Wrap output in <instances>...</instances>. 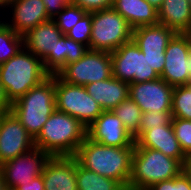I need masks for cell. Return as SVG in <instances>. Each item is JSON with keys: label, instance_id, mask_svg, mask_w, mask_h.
<instances>
[{"label": "cell", "instance_id": "obj_8", "mask_svg": "<svg viewBox=\"0 0 191 190\" xmlns=\"http://www.w3.org/2000/svg\"><path fill=\"white\" fill-rule=\"evenodd\" d=\"M113 77L126 83L153 81L160 76L150 67L146 55L131 39L110 53Z\"/></svg>", "mask_w": 191, "mask_h": 190}, {"label": "cell", "instance_id": "obj_28", "mask_svg": "<svg viewBox=\"0 0 191 190\" xmlns=\"http://www.w3.org/2000/svg\"><path fill=\"white\" fill-rule=\"evenodd\" d=\"M87 13L75 4L65 5L52 19L63 34H66Z\"/></svg>", "mask_w": 191, "mask_h": 190}, {"label": "cell", "instance_id": "obj_33", "mask_svg": "<svg viewBox=\"0 0 191 190\" xmlns=\"http://www.w3.org/2000/svg\"><path fill=\"white\" fill-rule=\"evenodd\" d=\"M143 54L146 55L150 67L153 68L160 76L164 68L165 52H153V53H143Z\"/></svg>", "mask_w": 191, "mask_h": 190}, {"label": "cell", "instance_id": "obj_12", "mask_svg": "<svg viewBox=\"0 0 191 190\" xmlns=\"http://www.w3.org/2000/svg\"><path fill=\"white\" fill-rule=\"evenodd\" d=\"M35 147L34 139L13 112L0 114V165Z\"/></svg>", "mask_w": 191, "mask_h": 190}, {"label": "cell", "instance_id": "obj_13", "mask_svg": "<svg viewBox=\"0 0 191 190\" xmlns=\"http://www.w3.org/2000/svg\"><path fill=\"white\" fill-rule=\"evenodd\" d=\"M173 86L161 77L153 81L129 84V97L140 107L143 113L171 112Z\"/></svg>", "mask_w": 191, "mask_h": 190}, {"label": "cell", "instance_id": "obj_21", "mask_svg": "<svg viewBox=\"0 0 191 190\" xmlns=\"http://www.w3.org/2000/svg\"><path fill=\"white\" fill-rule=\"evenodd\" d=\"M158 11L160 24L175 33L188 34L191 31V5L189 0H163Z\"/></svg>", "mask_w": 191, "mask_h": 190}, {"label": "cell", "instance_id": "obj_18", "mask_svg": "<svg viewBox=\"0 0 191 190\" xmlns=\"http://www.w3.org/2000/svg\"><path fill=\"white\" fill-rule=\"evenodd\" d=\"M62 35L55 21L50 19L23 35L24 47L43 61L49 54H55L56 41Z\"/></svg>", "mask_w": 191, "mask_h": 190}, {"label": "cell", "instance_id": "obj_25", "mask_svg": "<svg viewBox=\"0 0 191 190\" xmlns=\"http://www.w3.org/2000/svg\"><path fill=\"white\" fill-rule=\"evenodd\" d=\"M112 111L122 121L125 129L133 137L139 133V123L143 112L130 97L123 100Z\"/></svg>", "mask_w": 191, "mask_h": 190}, {"label": "cell", "instance_id": "obj_39", "mask_svg": "<svg viewBox=\"0 0 191 190\" xmlns=\"http://www.w3.org/2000/svg\"><path fill=\"white\" fill-rule=\"evenodd\" d=\"M183 171L189 177L191 181V155L187 156L185 163L183 164Z\"/></svg>", "mask_w": 191, "mask_h": 190}, {"label": "cell", "instance_id": "obj_43", "mask_svg": "<svg viewBox=\"0 0 191 190\" xmlns=\"http://www.w3.org/2000/svg\"><path fill=\"white\" fill-rule=\"evenodd\" d=\"M189 84H191V53H190V75H189Z\"/></svg>", "mask_w": 191, "mask_h": 190}, {"label": "cell", "instance_id": "obj_40", "mask_svg": "<svg viewBox=\"0 0 191 190\" xmlns=\"http://www.w3.org/2000/svg\"><path fill=\"white\" fill-rule=\"evenodd\" d=\"M146 1L157 10L162 6L163 3V0H146Z\"/></svg>", "mask_w": 191, "mask_h": 190}, {"label": "cell", "instance_id": "obj_32", "mask_svg": "<svg viewBox=\"0 0 191 190\" xmlns=\"http://www.w3.org/2000/svg\"><path fill=\"white\" fill-rule=\"evenodd\" d=\"M75 4L87 12L111 8L114 0H71Z\"/></svg>", "mask_w": 191, "mask_h": 190}, {"label": "cell", "instance_id": "obj_11", "mask_svg": "<svg viewBox=\"0 0 191 190\" xmlns=\"http://www.w3.org/2000/svg\"><path fill=\"white\" fill-rule=\"evenodd\" d=\"M191 37L176 33L165 49V63L160 77L169 85H189Z\"/></svg>", "mask_w": 191, "mask_h": 190}, {"label": "cell", "instance_id": "obj_41", "mask_svg": "<svg viewBox=\"0 0 191 190\" xmlns=\"http://www.w3.org/2000/svg\"><path fill=\"white\" fill-rule=\"evenodd\" d=\"M12 0H0V9L3 11Z\"/></svg>", "mask_w": 191, "mask_h": 190}, {"label": "cell", "instance_id": "obj_2", "mask_svg": "<svg viewBox=\"0 0 191 190\" xmlns=\"http://www.w3.org/2000/svg\"><path fill=\"white\" fill-rule=\"evenodd\" d=\"M87 137V127L69 114L55 110L34 139L35 147L51 157L74 156Z\"/></svg>", "mask_w": 191, "mask_h": 190}, {"label": "cell", "instance_id": "obj_27", "mask_svg": "<svg viewBox=\"0 0 191 190\" xmlns=\"http://www.w3.org/2000/svg\"><path fill=\"white\" fill-rule=\"evenodd\" d=\"M171 114L173 118L191 120V87L189 85L173 88Z\"/></svg>", "mask_w": 191, "mask_h": 190}, {"label": "cell", "instance_id": "obj_36", "mask_svg": "<svg viewBox=\"0 0 191 190\" xmlns=\"http://www.w3.org/2000/svg\"><path fill=\"white\" fill-rule=\"evenodd\" d=\"M174 190H191V181L184 171L174 178Z\"/></svg>", "mask_w": 191, "mask_h": 190}, {"label": "cell", "instance_id": "obj_10", "mask_svg": "<svg viewBox=\"0 0 191 190\" xmlns=\"http://www.w3.org/2000/svg\"><path fill=\"white\" fill-rule=\"evenodd\" d=\"M50 155L40 148L34 147L26 153L8 160L0 165L6 190H16L24 183L42 174Z\"/></svg>", "mask_w": 191, "mask_h": 190}, {"label": "cell", "instance_id": "obj_6", "mask_svg": "<svg viewBox=\"0 0 191 190\" xmlns=\"http://www.w3.org/2000/svg\"><path fill=\"white\" fill-rule=\"evenodd\" d=\"M133 29L113 7L92 12L90 50L113 52L132 39Z\"/></svg>", "mask_w": 191, "mask_h": 190}, {"label": "cell", "instance_id": "obj_30", "mask_svg": "<svg viewBox=\"0 0 191 190\" xmlns=\"http://www.w3.org/2000/svg\"><path fill=\"white\" fill-rule=\"evenodd\" d=\"M92 30V12H87L65 35L76 42L90 46Z\"/></svg>", "mask_w": 191, "mask_h": 190}, {"label": "cell", "instance_id": "obj_42", "mask_svg": "<svg viewBox=\"0 0 191 190\" xmlns=\"http://www.w3.org/2000/svg\"><path fill=\"white\" fill-rule=\"evenodd\" d=\"M0 190H6L1 171H0Z\"/></svg>", "mask_w": 191, "mask_h": 190}, {"label": "cell", "instance_id": "obj_15", "mask_svg": "<svg viewBox=\"0 0 191 190\" xmlns=\"http://www.w3.org/2000/svg\"><path fill=\"white\" fill-rule=\"evenodd\" d=\"M5 10L3 12L6 17L4 16L2 19L17 34L22 36L38 24L51 19L47 14L43 0H12ZM7 15L11 18L6 19Z\"/></svg>", "mask_w": 191, "mask_h": 190}, {"label": "cell", "instance_id": "obj_44", "mask_svg": "<svg viewBox=\"0 0 191 190\" xmlns=\"http://www.w3.org/2000/svg\"><path fill=\"white\" fill-rule=\"evenodd\" d=\"M2 10H0V15H1V12ZM5 23V20H2V19H0V27L3 25Z\"/></svg>", "mask_w": 191, "mask_h": 190}, {"label": "cell", "instance_id": "obj_7", "mask_svg": "<svg viewBox=\"0 0 191 190\" xmlns=\"http://www.w3.org/2000/svg\"><path fill=\"white\" fill-rule=\"evenodd\" d=\"M56 110L76 118L89 127L104 111L84 86L72 85L55 74Z\"/></svg>", "mask_w": 191, "mask_h": 190}, {"label": "cell", "instance_id": "obj_22", "mask_svg": "<svg viewBox=\"0 0 191 190\" xmlns=\"http://www.w3.org/2000/svg\"><path fill=\"white\" fill-rule=\"evenodd\" d=\"M131 28L158 24V11L146 0H114L112 6Z\"/></svg>", "mask_w": 191, "mask_h": 190}, {"label": "cell", "instance_id": "obj_20", "mask_svg": "<svg viewBox=\"0 0 191 190\" xmlns=\"http://www.w3.org/2000/svg\"><path fill=\"white\" fill-rule=\"evenodd\" d=\"M88 47L76 42L63 34L56 41L55 54H49L43 60L44 69L50 74H58L67 64L81 59L88 51Z\"/></svg>", "mask_w": 191, "mask_h": 190}, {"label": "cell", "instance_id": "obj_1", "mask_svg": "<svg viewBox=\"0 0 191 190\" xmlns=\"http://www.w3.org/2000/svg\"><path fill=\"white\" fill-rule=\"evenodd\" d=\"M134 148L105 146L86 137L73 157L82 167L119 181L128 190Z\"/></svg>", "mask_w": 191, "mask_h": 190}, {"label": "cell", "instance_id": "obj_37", "mask_svg": "<svg viewBox=\"0 0 191 190\" xmlns=\"http://www.w3.org/2000/svg\"><path fill=\"white\" fill-rule=\"evenodd\" d=\"M147 190H174V178L155 183Z\"/></svg>", "mask_w": 191, "mask_h": 190}, {"label": "cell", "instance_id": "obj_17", "mask_svg": "<svg viewBox=\"0 0 191 190\" xmlns=\"http://www.w3.org/2000/svg\"><path fill=\"white\" fill-rule=\"evenodd\" d=\"M135 147H145L162 152L177 159L182 165L187 156L181 150L173 125L160 126L145 131L136 141Z\"/></svg>", "mask_w": 191, "mask_h": 190}, {"label": "cell", "instance_id": "obj_29", "mask_svg": "<svg viewBox=\"0 0 191 190\" xmlns=\"http://www.w3.org/2000/svg\"><path fill=\"white\" fill-rule=\"evenodd\" d=\"M173 116L171 112H145L142 114L139 123V133L134 137L136 141L145 131L160 126L172 124Z\"/></svg>", "mask_w": 191, "mask_h": 190}, {"label": "cell", "instance_id": "obj_16", "mask_svg": "<svg viewBox=\"0 0 191 190\" xmlns=\"http://www.w3.org/2000/svg\"><path fill=\"white\" fill-rule=\"evenodd\" d=\"M45 190H78L76 159L73 156H55L45 163L42 172Z\"/></svg>", "mask_w": 191, "mask_h": 190}, {"label": "cell", "instance_id": "obj_19", "mask_svg": "<svg viewBox=\"0 0 191 190\" xmlns=\"http://www.w3.org/2000/svg\"><path fill=\"white\" fill-rule=\"evenodd\" d=\"M84 87L104 111L113 110L129 97V83L113 76L106 80L87 84Z\"/></svg>", "mask_w": 191, "mask_h": 190}, {"label": "cell", "instance_id": "obj_9", "mask_svg": "<svg viewBox=\"0 0 191 190\" xmlns=\"http://www.w3.org/2000/svg\"><path fill=\"white\" fill-rule=\"evenodd\" d=\"M72 85L85 86L113 76L110 52L90 50L76 62L67 64L58 74Z\"/></svg>", "mask_w": 191, "mask_h": 190}, {"label": "cell", "instance_id": "obj_4", "mask_svg": "<svg viewBox=\"0 0 191 190\" xmlns=\"http://www.w3.org/2000/svg\"><path fill=\"white\" fill-rule=\"evenodd\" d=\"M55 110V74L11 104V111L33 139L38 136L44 123Z\"/></svg>", "mask_w": 191, "mask_h": 190}, {"label": "cell", "instance_id": "obj_35", "mask_svg": "<svg viewBox=\"0 0 191 190\" xmlns=\"http://www.w3.org/2000/svg\"><path fill=\"white\" fill-rule=\"evenodd\" d=\"M16 190H45L42 174L33 178L31 182L19 186Z\"/></svg>", "mask_w": 191, "mask_h": 190}, {"label": "cell", "instance_id": "obj_34", "mask_svg": "<svg viewBox=\"0 0 191 190\" xmlns=\"http://www.w3.org/2000/svg\"><path fill=\"white\" fill-rule=\"evenodd\" d=\"M47 14L52 19L65 5L71 4V0H43Z\"/></svg>", "mask_w": 191, "mask_h": 190}, {"label": "cell", "instance_id": "obj_5", "mask_svg": "<svg viewBox=\"0 0 191 190\" xmlns=\"http://www.w3.org/2000/svg\"><path fill=\"white\" fill-rule=\"evenodd\" d=\"M183 165L162 152L135 147L128 190H147L153 184L177 177Z\"/></svg>", "mask_w": 191, "mask_h": 190}, {"label": "cell", "instance_id": "obj_38", "mask_svg": "<svg viewBox=\"0 0 191 190\" xmlns=\"http://www.w3.org/2000/svg\"><path fill=\"white\" fill-rule=\"evenodd\" d=\"M10 110H11V103L8 101L6 93L0 82V114Z\"/></svg>", "mask_w": 191, "mask_h": 190}, {"label": "cell", "instance_id": "obj_3", "mask_svg": "<svg viewBox=\"0 0 191 190\" xmlns=\"http://www.w3.org/2000/svg\"><path fill=\"white\" fill-rule=\"evenodd\" d=\"M49 76L42 59L25 47L0 65V82L11 104Z\"/></svg>", "mask_w": 191, "mask_h": 190}, {"label": "cell", "instance_id": "obj_31", "mask_svg": "<svg viewBox=\"0 0 191 190\" xmlns=\"http://www.w3.org/2000/svg\"><path fill=\"white\" fill-rule=\"evenodd\" d=\"M172 125L181 150L186 156L191 155V120L173 118Z\"/></svg>", "mask_w": 191, "mask_h": 190}, {"label": "cell", "instance_id": "obj_23", "mask_svg": "<svg viewBox=\"0 0 191 190\" xmlns=\"http://www.w3.org/2000/svg\"><path fill=\"white\" fill-rule=\"evenodd\" d=\"M175 34L172 29L158 23L134 29L132 39L143 53L165 52Z\"/></svg>", "mask_w": 191, "mask_h": 190}, {"label": "cell", "instance_id": "obj_24", "mask_svg": "<svg viewBox=\"0 0 191 190\" xmlns=\"http://www.w3.org/2000/svg\"><path fill=\"white\" fill-rule=\"evenodd\" d=\"M78 190H127L119 181L101 176L82 167L76 160Z\"/></svg>", "mask_w": 191, "mask_h": 190}, {"label": "cell", "instance_id": "obj_26", "mask_svg": "<svg viewBox=\"0 0 191 190\" xmlns=\"http://www.w3.org/2000/svg\"><path fill=\"white\" fill-rule=\"evenodd\" d=\"M23 47V36L4 23L0 27V65L15 56Z\"/></svg>", "mask_w": 191, "mask_h": 190}, {"label": "cell", "instance_id": "obj_14", "mask_svg": "<svg viewBox=\"0 0 191 190\" xmlns=\"http://www.w3.org/2000/svg\"><path fill=\"white\" fill-rule=\"evenodd\" d=\"M87 137L112 147H135L134 137L112 110L103 111L87 128Z\"/></svg>", "mask_w": 191, "mask_h": 190}]
</instances>
